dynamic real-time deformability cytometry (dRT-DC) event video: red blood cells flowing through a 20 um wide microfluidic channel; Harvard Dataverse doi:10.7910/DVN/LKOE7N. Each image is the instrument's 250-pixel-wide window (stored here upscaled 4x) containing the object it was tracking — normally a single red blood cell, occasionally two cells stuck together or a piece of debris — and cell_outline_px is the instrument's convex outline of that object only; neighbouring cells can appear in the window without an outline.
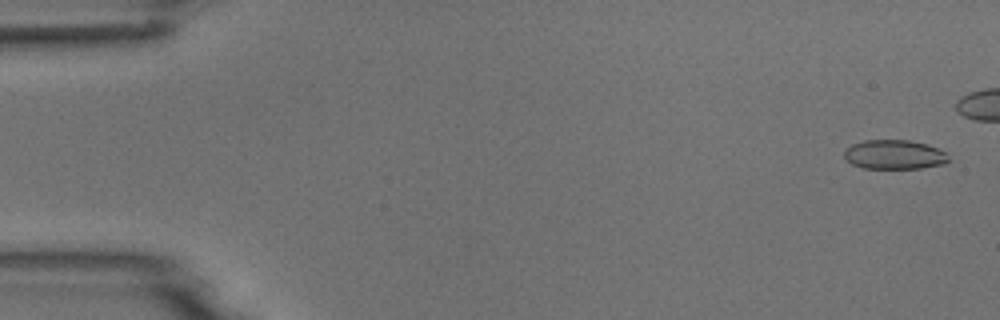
{"species": "common noctule bat (a hibernating species)", "species_latin": "Nyctalus noctula", "temperature_condition": "room temperature", "stored_images_in_passage": 9, "camera_frame_rate_fps": 3000, "um_per_image_px": 0.085, "animal": {"sex": "male", "body_mass_g": 18.8}, "frame": {"image": 1, "passage_image": 1, "time_ms": 0.0, "image_size_px": [1000, 320], "cell_outline_px": [[952, 160], [944, 164], [920, 168], [864, 168], [852, 164], [844, 156], [844, 152], [852, 144], [864, 140], [908, 140], [928, 144], [948, 152]], "centroid_in_image_um": [76.1, 13.13], "position_along_channel_um": 8.9, "area_um2": 17.98}}
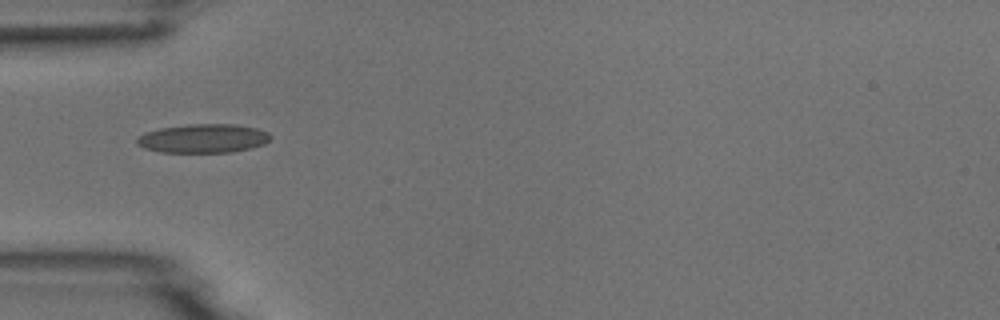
{"frame": {"image": 2, "passage_image": 6, "time_ms": 6.667, "image_size_px": [1000, 320], "cell_outline_px": [[272, 136], [264, 144], [252, 148], [232, 152], [160, 152], [144, 148], [136, 144], [136, 140], [144, 132], [160, 128], [188, 124], [236, 124], [256, 128], [268, 132]], "centroid_in_image_um": [17.27, 11.76], "position_along_channel_um": 67.7, "area_um2": 22.54}}